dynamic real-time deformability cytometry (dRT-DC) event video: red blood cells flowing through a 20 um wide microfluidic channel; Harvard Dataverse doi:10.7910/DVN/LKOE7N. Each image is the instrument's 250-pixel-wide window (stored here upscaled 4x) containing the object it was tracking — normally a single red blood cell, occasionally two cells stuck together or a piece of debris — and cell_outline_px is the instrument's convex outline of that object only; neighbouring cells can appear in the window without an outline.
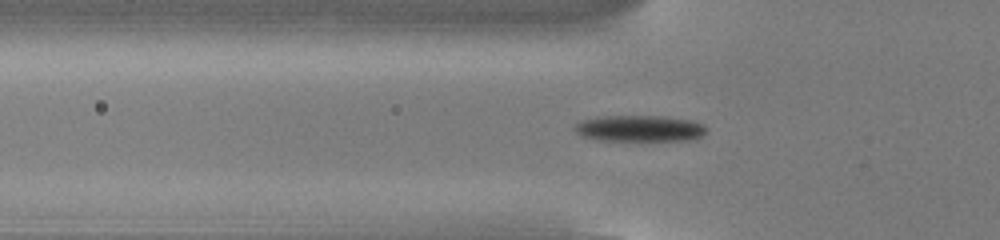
{"species": "common noctule bat (a hibernating species)", "species_latin": "Nyctalus noctula", "temperature_condition": "cold", "stored_images_in_passage": 42, "camera_frame_rate_fps": 3000, "um_per_image_px": 0.085, "animal": {"sex": "male", "body_mass_g": 13.0, "forearm_length_mm": 53.1}, "frame": {"image": 1, "passage_image": 11, "time_ms": 3.333, "image_size_px": [1000, 240], "cell_outline_px": [[708, 128], [704, 136], [696, 140], [600, 140], [584, 136], [576, 132], [572, 128], [576, 124], [584, 120], [600, 116], [664, 116], [688, 120], [704, 124]], "centroid_in_image_um": [54.44, 10.92], "position_along_channel_um": 71.4, "area_um2": 20.17}}
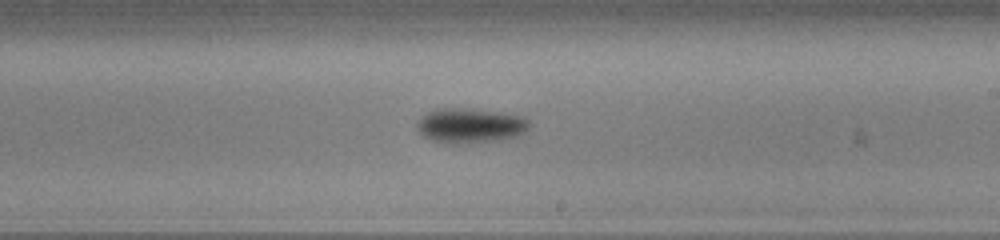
{"frame": {"image": 2, "passage_image": 25, "time_ms": 8.0, "image_size_px": [1000, 240], "cell_outline_px": [[532, 124], [524, 132], [516, 136], [504, 140], [456, 144], [448, 144], [432, 140], [424, 136], [416, 128], [416, 124], [428, 112], [436, 108], [472, 108], [500, 112], [520, 116], [528, 120]], "centroid_in_image_um": [39.98, 10.68], "position_along_channel_um": 249.0, "area_um2": 22.95}}
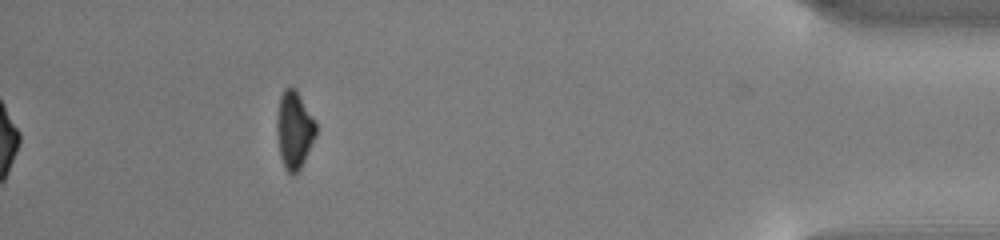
{"frame": {"image": 3, "passage_image": 42, "time_ms": 13.667, "image_size_px": [1000, 240], "cell_outline_px": [[316, 136], [300, 168], [292, 176], [284, 168], [280, 156], [276, 132], [276, 120], [280, 96], [284, 88], [296, 88], [316, 120]], "centroid_in_image_um": [25.01, 11.02], "position_along_channel_um": 410.2, "area_um2": 17.86}, "authors_computed_cell_mechanics": {"area_um2": 19.8832, "velocity_mm_per_s": 3.8148, "shape_relaxation_time_tau1_ms": 4.2059, "shape_relaxation_time_tau2_ms": null, "deformation_change_tau1": 0.1463, "deformation_change_tau2": null}}